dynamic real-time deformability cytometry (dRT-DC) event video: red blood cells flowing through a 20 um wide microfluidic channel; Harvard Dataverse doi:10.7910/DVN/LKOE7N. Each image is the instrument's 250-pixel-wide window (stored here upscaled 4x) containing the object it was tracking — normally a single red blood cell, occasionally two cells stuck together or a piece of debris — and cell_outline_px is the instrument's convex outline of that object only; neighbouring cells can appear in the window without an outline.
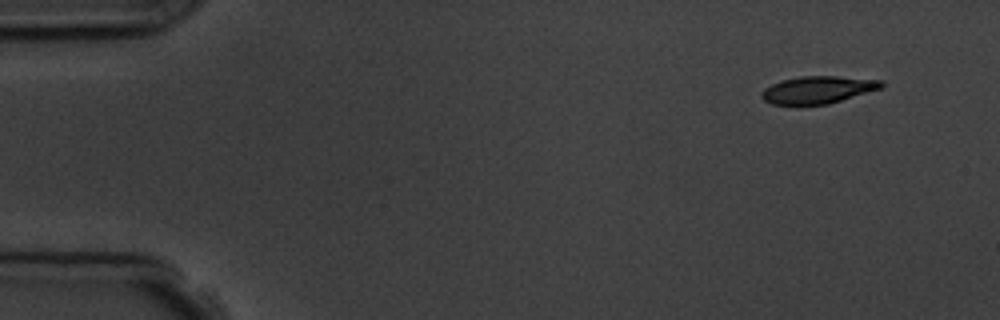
{"species": "common noctule bat (a hibernating species)", "species_latin": "Nyctalus noctula", "temperature_condition": "room temperature", "stored_images_in_passage": 6, "camera_frame_rate_fps": 3000, "um_per_image_px": 0.085, "animal": {"sex": "male", "body_mass_g": 19.5, "forearm_length_mm": 54.6}, "frame": {"image": 1, "passage_image": 1, "time_ms": 0.0, "image_size_px": [1000, 320], "cell_outline_px": [[884, 88], [828, 104], [772, 104], [764, 100], [760, 96], [760, 92], [764, 88], [772, 84], [784, 80], [800, 76], [836, 76], [884, 80]], "centroid_in_image_um": [69.56, 7.62], "position_along_channel_um": 15.4, "area_um2": 19.13}}
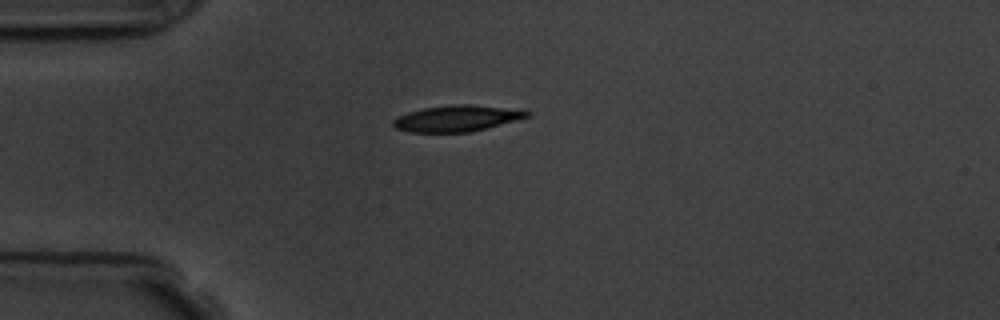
{"frame": {"image": 2, "passage_image": 4, "time_ms": 3.333, "image_size_px": [1000, 320], "cell_outline_px": [[532, 116], [472, 132], [412, 132], [396, 128], [392, 124], [392, 120], [408, 112], [424, 108], [452, 104], [472, 104], [532, 112]], "centroid_in_image_um": [38.84, 10.06], "position_along_channel_um": 46.2, "area_um2": 20.23}}
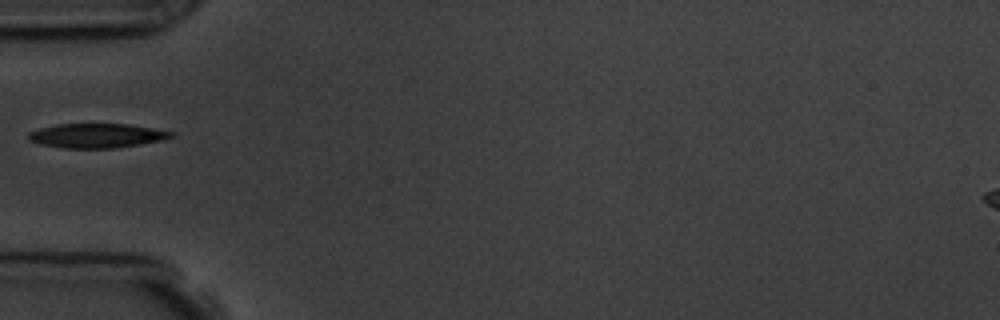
{"frame": {"image": 3, "passage_image": 5, "time_ms": 4.667, "image_size_px": [1000, 320], "cell_outline_px": [[176, 136], [164, 140], [116, 148], [64, 148], [40, 144], [28, 140], [28, 132], [40, 128], [56, 124], [128, 124], [176, 132]], "centroid_in_image_um": [8.25, 11.53], "position_along_channel_um": 76.7, "area_um2": 20.4}}